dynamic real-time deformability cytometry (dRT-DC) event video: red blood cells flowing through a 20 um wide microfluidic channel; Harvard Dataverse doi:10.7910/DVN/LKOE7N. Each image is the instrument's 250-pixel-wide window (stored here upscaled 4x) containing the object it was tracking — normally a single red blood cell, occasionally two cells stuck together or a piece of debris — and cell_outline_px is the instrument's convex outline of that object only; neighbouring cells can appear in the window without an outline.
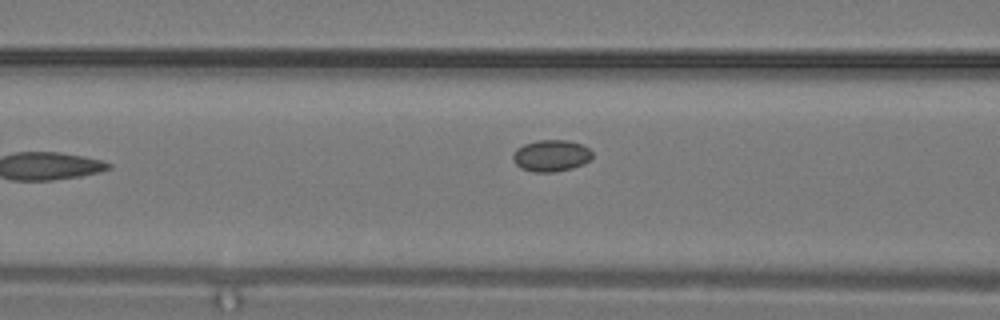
{"species": "common noctule bat (a hibernating species)", "species_latin": "Nyctalus noctula", "temperature_condition": "warm", "stored_images_in_passage": 5, "camera_frame_rate_fps": 3000, "um_per_image_px": 0.085, "animal": {"sex": "male", "body_mass_g": 19.2, "forearm_length_mm": 51.8}, "frame": {"image": 1, "passage_image": 5, "time_ms": 1.333, "image_size_px": [1000, 320], "cell_outline_px": [[592, 156], [584, 164], [572, 168], [556, 172], [532, 172], [520, 168], [512, 160], [512, 156], [516, 148], [524, 144], [536, 140], [568, 140], [580, 144], [588, 148], [592, 152]], "centroid_in_image_um": [46.81, 13.24], "position_along_channel_um": 119.8, "area_um2": 14.74}}